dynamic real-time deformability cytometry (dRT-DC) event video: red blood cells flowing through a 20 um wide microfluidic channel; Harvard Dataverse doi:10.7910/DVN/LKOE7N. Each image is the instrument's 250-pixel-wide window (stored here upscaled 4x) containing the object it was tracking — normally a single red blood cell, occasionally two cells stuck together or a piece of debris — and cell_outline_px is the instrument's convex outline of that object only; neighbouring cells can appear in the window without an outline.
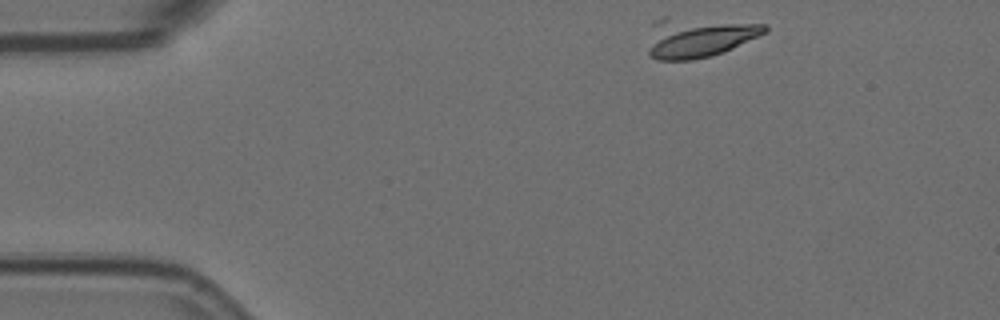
{"species": "Egyptian fruit bat (a non-hibernating species)", "species_latin": "Rousettus aegyptiacus", "temperature_condition": "room temperature", "stored_images_in_passage": 46, "camera_frame_rate_fps": 3000, "um_per_image_px": 0.085, "animal": {"sex": "female"}, "frame": {"image": 1, "passage_image": 1, "time_ms": 0.0, "image_size_px": [1000, 320], "cell_outline_px": [[768, 32], [724, 52], [712, 56], [692, 60], [656, 60], [648, 56], [648, 48], [652, 20], [664, 16], [668, 16], [768, 24]], "centroid_in_image_um": [59.34, 3.16], "position_along_channel_um": 25.7, "area_um2": 27.92}}
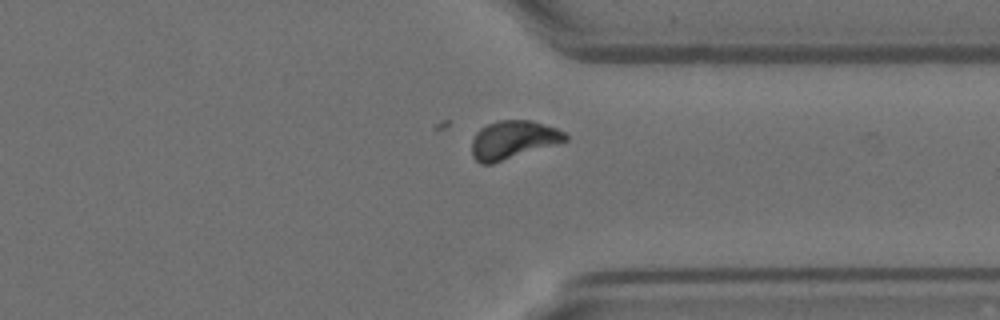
{"frame": {"image": 2, "passage_image": 36, "time_ms": 11.667, "image_size_px": [1000, 320], "cell_outline_px": [[568, 140], [556, 144], [492, 164], [480, 164], [472, 156], [472, 140], [476, 132], [480, 128], [488, 124], [500, 120], [532, 120], [556, 128], [564, 132], [568, 136]], "centroid_in_image_um": [43.59, 11.88], "position_along_channel_um": 367.8, "area_um2": 20.81}}
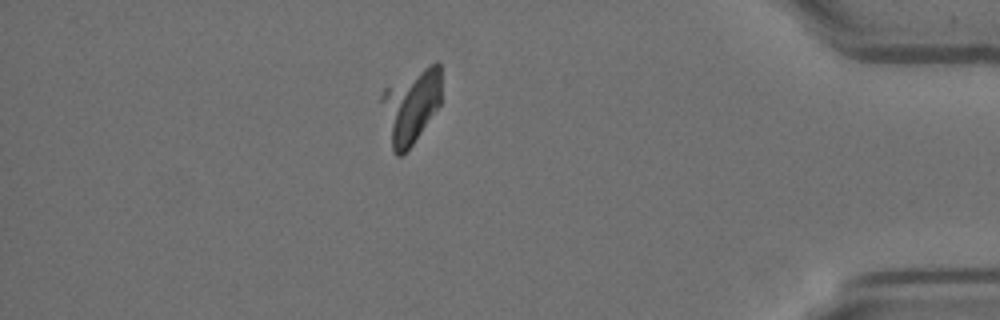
{"frame": {"image": 3, "passage_image": 42, "time_ms": 13.667, "image_size_px": [1000, 320], "cell_outline_px": [[440, 104], [412, 144], [400, 156], [396, 156], [392, 152], [380, 100], [380, 96], [384, 88], [436, 60], [440, 64]], "centroid_in_image_um": [34.9, 8.98], "position_along_channel_um": 400.3, "area_um2": 25.72}}